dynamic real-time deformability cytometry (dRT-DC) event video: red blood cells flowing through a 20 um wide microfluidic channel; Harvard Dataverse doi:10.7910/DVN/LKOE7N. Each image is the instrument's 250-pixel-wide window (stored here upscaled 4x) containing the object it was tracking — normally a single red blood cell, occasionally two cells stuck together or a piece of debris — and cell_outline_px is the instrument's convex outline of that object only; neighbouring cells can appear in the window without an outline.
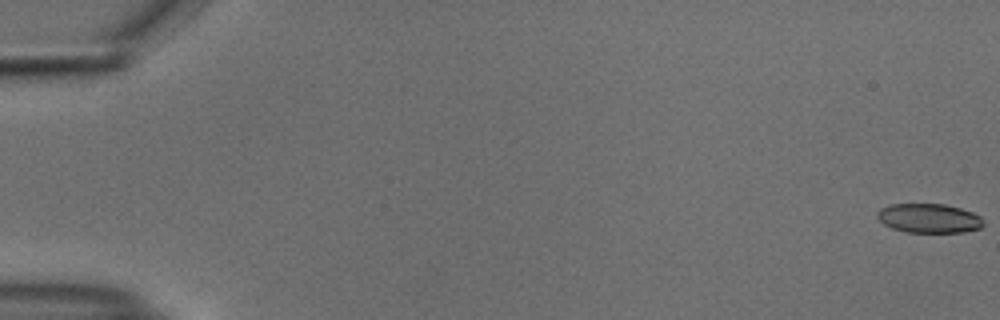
{"species": "common noctule bat (a hibernating species)", "species_latin": "Nyctalus noctula", "temperature_condition": "cold", "stored_images_in_passage": 55, "camera_frame_rate_fps": 3000, "um_per_image_px": 0.085, "animal": {"sex": "male", "body_mass_g": 18.8}, "frame": {"image": 1, "passage_image": 1, "time_ms": 0.0, "image_size_px": [1000, 320], "cell_outline_px": [[984, 224], [980, 228], [964, 232], [904, 232], [892, 228], [884, 224], [876, 216], [876, 212], [880, 208], [888, 204], [944, 204], [960, 208], [972, 212], [980, 216], [984, 220]], "centroid_in_image_um": [78.95, 18.55], "position_along_channel_um": 6.1, "area_um2": 18.21}}
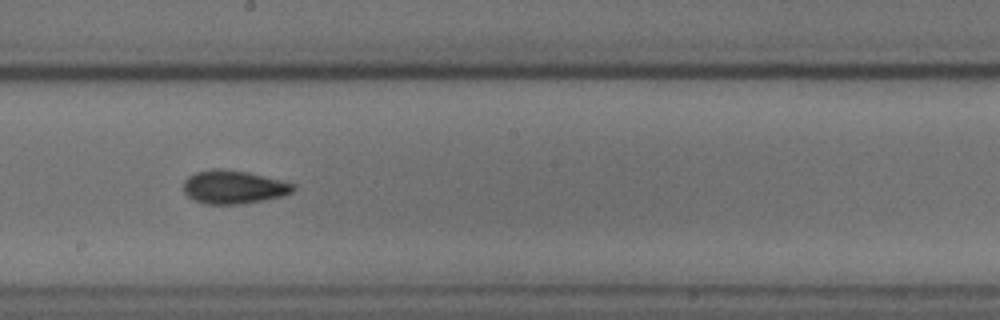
{"frame": {"image": 2, "passage_image": 32, "time_ms": 10.333, "image_size_px": [1000, 320], "cell_outline_px": [[296, 188], [292, 192], [284, 196], [240, 204], [204, 204], [192, 200], [184, 192], [184, 180], [188, 176], [196, 172], [212, 168], [220, 168], [248, 172], [296, 184]], "centroid_in_image_um": [19.84, 15.9], "position_along_channel_um": 228.4, "area_um2": 21.5}}
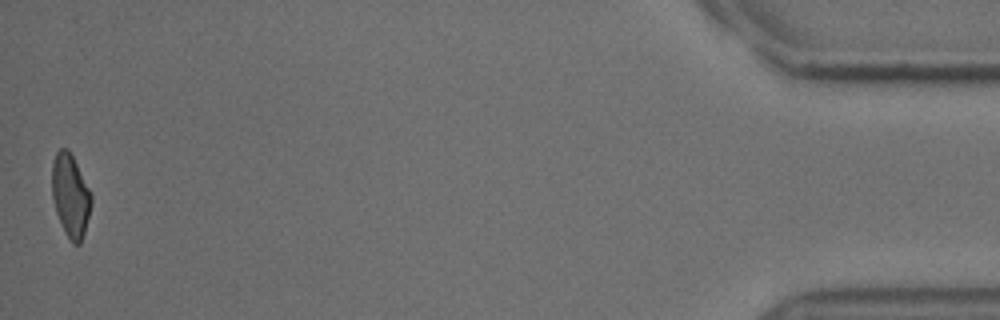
{"frame": {"image": 3, "passage_image": 55, "time_ms": 18.0, "image_size_px": [1000, 320], "cell_outline_px": [[92, 204], [84, 232], [80, 244], [72, 244], [56, 212], [52, 196], [52, 164], [56, 152], [60, 148], [68, 148], [92, 196]], "centroid_in_image_um": [5.98, 16.61], "position_along_channel_um": 429.2, "area_um2": 18.55}, "authors_computed_cell_mechanics": {"area_um2": 19.8832, "velocity_mm_per_s": 3.7476, "shape_relaxation_time_tau1_ms": 6.4908, "shape_relaxation_time_tau2_ms": 3.3962, "deformation_change_tau1": 0.1462, "deformation_change_tau2": 0.0948}}